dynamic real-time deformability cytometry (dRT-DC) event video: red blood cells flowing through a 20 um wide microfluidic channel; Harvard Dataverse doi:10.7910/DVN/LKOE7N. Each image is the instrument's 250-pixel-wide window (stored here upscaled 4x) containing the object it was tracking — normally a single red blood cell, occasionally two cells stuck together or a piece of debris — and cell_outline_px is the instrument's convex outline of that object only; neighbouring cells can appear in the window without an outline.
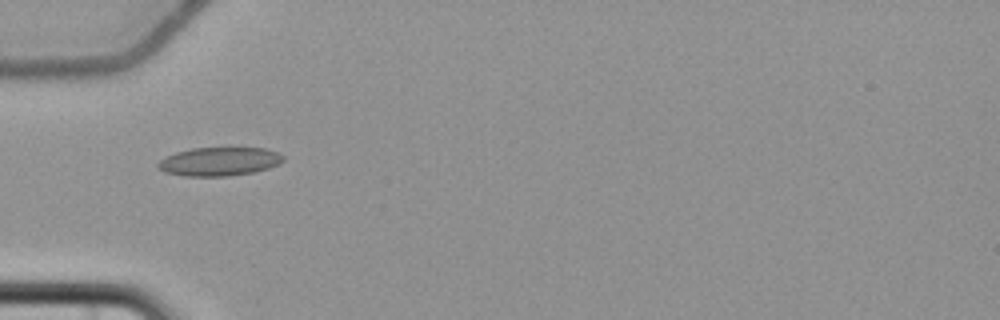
{"species": "common noctule bat (a hibernating species)", "species_latin": "Nyctalus noctula", "temperature_condition": "cold", "stored_images_in_passage": 4, "camera_frame_rate_fps": 3000, "um_per_image_px": 0.085, "animal": {"sex": "female", "body_mass_g": 22.7, "forearm_length_mm": 54.2}, "frame": {"image": 1, "passage_image": 1, "time_ms": 0.0, "image_size_px": [1000, 320], "cell_outline_px": [[284, 160], [280, 164], [268, 168], [252, 172], [228, 176], [184, 176], [164, 172], [156, 168], [156, 164], [160, 160], [176, 152], [192, 148], [264, 148], [276, 152], [284, 156]], "centroid_in_image_um": [18.62, 13.73], "position_along_channel_um": 66.4, "area_um2": 20.87}}
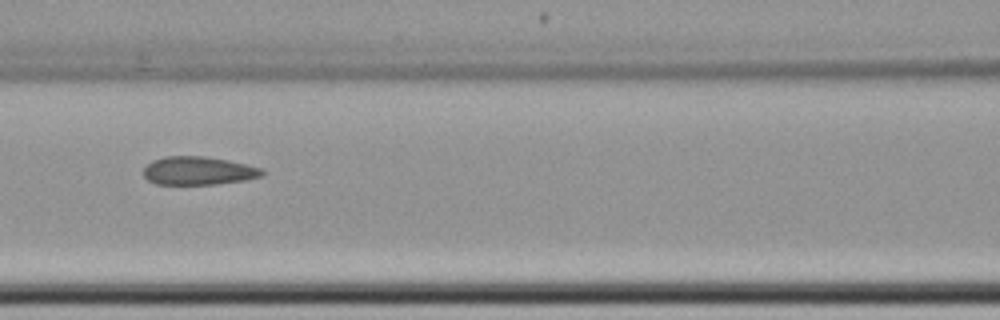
{"frame": {"image": 2, "passage_image": 3, "time_ms": 2.333, "image_size_px": [1000, 320], "cell_outline_px": [[264, 176], [244, 180], [216, 184], [156, 184], [148, 180], [144, 176], [144, 168], [152, 160], [164, 156], [204, 156], [228, 160], [260, 168], [264, 172]], "centroid_in_image_um": [16.84, 14.51], "position_along_channel_um": 149.8, "area_um2": 19.48}}
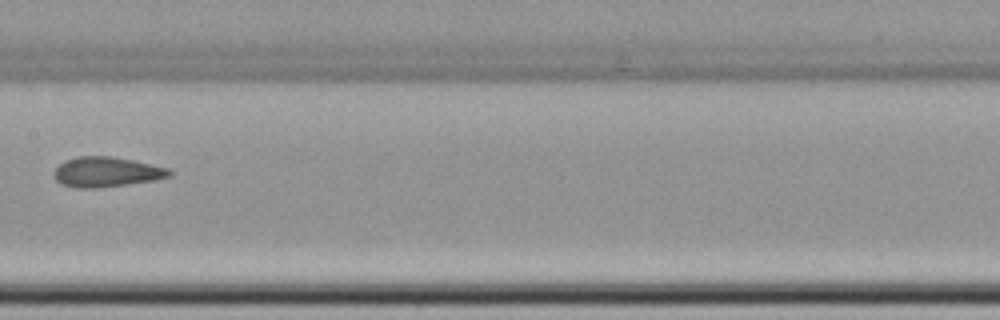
{"frame": {"image": 3, "passage_image": 4, "time_ms": 3.667, "image_size_px": [1000, 320], "cell_outline_px": [[172, 176], [156, 180], [96, 188], [76, 188], [60, 184], [52, 176], [52, 172], [64, 160], [80, 156], [112, 156], [172, 168]], "centroid_in_image_um": [9.06, 14.62], "position_along_channel_um": 198.3, "area_um2": 20.46}}